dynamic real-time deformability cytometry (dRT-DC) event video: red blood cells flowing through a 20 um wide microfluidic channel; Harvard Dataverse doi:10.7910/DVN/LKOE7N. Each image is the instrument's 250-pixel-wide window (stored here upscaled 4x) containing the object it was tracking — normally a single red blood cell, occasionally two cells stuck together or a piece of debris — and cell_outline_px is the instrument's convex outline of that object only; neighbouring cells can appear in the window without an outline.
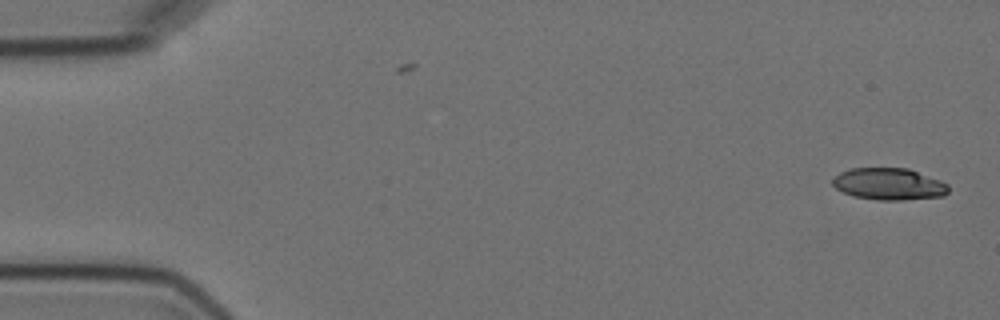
{"species": "Egyptian fruit bat (a non-hibernating species)", "species_latin": "Rousettus aegyptiacus", "temperature_condition": "cold", "stored_images_in_passage": 2, "camera_frame_rate_fps": 3000, "um_per_image_px": 0.085, "animal": {"sex": "female"}, "frame": {"image": 1, "passage_image": 2, "time_ms": 1.333, "image_size_px": [1000, 320], "cell_outline_px": [[948, 192], [944, 196], [904, 200], [876, 200], [852, 196], [836, 188], [832, 184], [832, 180], [840, 172], [852, 168], [908, 168], [940, 180], [948, 184]], "centroid_in_image_um": [75.57, 15.65], "position_along_channel_um": 9.4, "area_um2": 21.56}}